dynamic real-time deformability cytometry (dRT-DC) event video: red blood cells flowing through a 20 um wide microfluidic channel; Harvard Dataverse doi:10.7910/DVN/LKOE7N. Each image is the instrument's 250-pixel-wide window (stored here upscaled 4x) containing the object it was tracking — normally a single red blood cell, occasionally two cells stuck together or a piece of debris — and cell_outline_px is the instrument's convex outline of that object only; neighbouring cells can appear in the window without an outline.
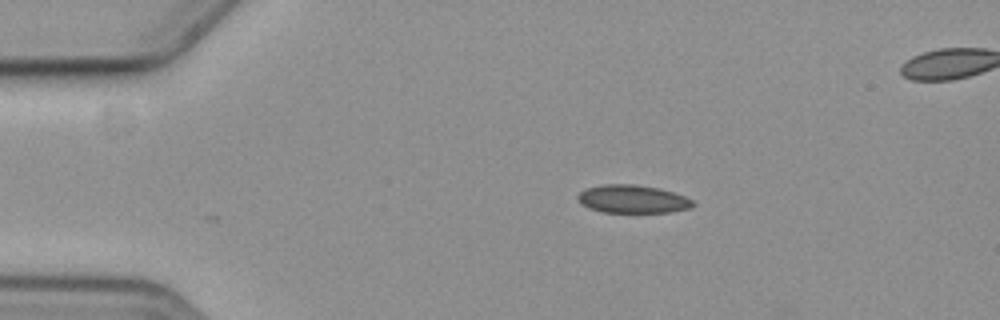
{"species": "common noctule bat (a hibernating species)", "species_latin": "Nyctalus noctula", "temperature_condition": "cold", "stored_images_in_passage": 3, "camera_frame_rate_fps": 3000, "um_per_image_px": 0.085, "animal": {"sex": "female", "body_mass_g": 19.3, "forearm_length_mm": 54.1}, "frame": {"image": 1, "passage_image": 3, "time_ms": 2.333, "image_size_px": [1000, 320], "cell_outline_px": [[696, 204], [692, 208], [668, 212], [600, 212], [588, 208], [580, 204], [576, 196], [580, 192], [588, 188], [604, 184], [636, 184], [660, 188], [684, 196], [692, 200]], "centroid_in_image_um": [53.76, 16.92], "position_along_channel_um": 31.2, "area_um2": 18.96}}